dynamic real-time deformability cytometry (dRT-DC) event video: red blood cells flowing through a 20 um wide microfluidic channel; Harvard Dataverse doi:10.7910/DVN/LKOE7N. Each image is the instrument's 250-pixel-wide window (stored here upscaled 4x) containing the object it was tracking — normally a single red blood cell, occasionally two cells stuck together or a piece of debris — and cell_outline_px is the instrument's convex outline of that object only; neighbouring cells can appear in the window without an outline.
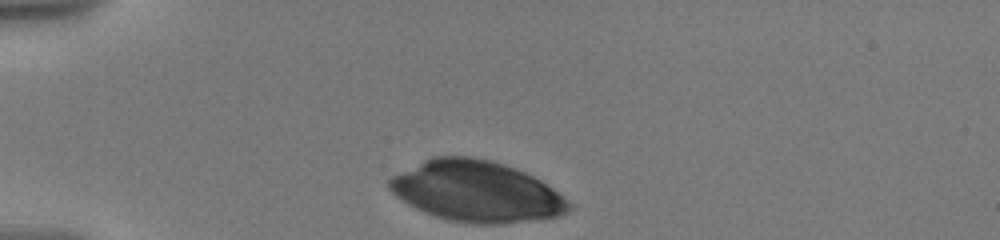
{"species": "human", "species_latin": "Homo sapiens", "temperature_condition": "warm", "stored_images_in_passage": 13, "camera_frame_rate_fps": 3000, "um_per_image_px": 0.085, "donor": {"sex": "male"}, "frame": {"image": 1, "passage_image": 1, "time_ms": 0.0, "image_size_px": [1000, 240], "cell_outline_px": [[572, 208], [568, 212], [560, 216], [500, 224], [472, 224], [448, 220], [436, 216], [408, 204], [396, 196], [388, 188], [388, 180], [392, 176], [432, 156], [472, 156], [504, 164], [516, 168], [540, 180], [552, 188], [568, 200], [572, 204]], "centroid_in_image_um": [40.51, 16.27], "position_along_channel_um": 44.5, "area_um2": 63.46}}